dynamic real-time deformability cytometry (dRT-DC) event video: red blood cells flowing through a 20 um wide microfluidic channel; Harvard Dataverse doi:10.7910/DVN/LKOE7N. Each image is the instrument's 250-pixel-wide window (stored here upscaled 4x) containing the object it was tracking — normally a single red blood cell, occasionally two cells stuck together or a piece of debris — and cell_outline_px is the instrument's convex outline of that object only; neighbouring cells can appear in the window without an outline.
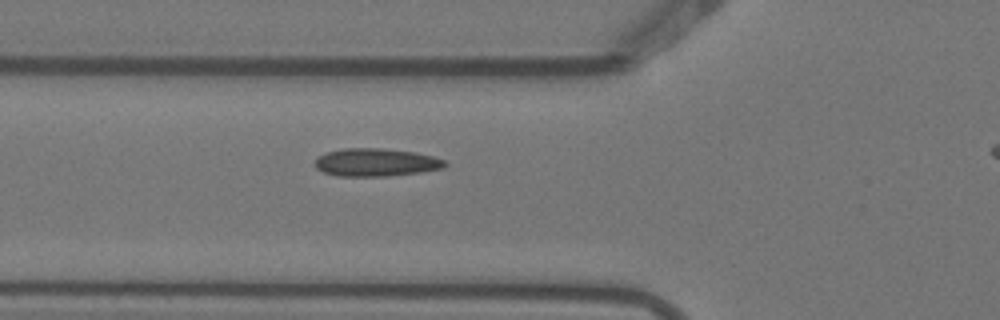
{"species": "Egyptian fruit bat (a non-hibernating species)", "species_latin": "Rousettus aegyptiacus", "temperature_condition": "warm", "stored_images_in_passage": 3, "segment_of_instrument_passage": [1, 2], "camera_frame_rate_fps": 3000, "um_per_image_px": 0.085, "animal": {"sex": "female"}, "frame": {"image": 1, "passage_image": 2, "time_ms": 0.333, "image_size_px": [1000, 320], "cell_outline_px": [[448, 164], [444, 168], [420, 172], [388, 176], [340, 176], [324, 172], [316, 168], [316, 160], [324, 152], [344, 148], [384, 148], [416, 152], [432, 156], [444, 160]], "centroid_in_image_um": [31.98, 13.79], "position_along_channel_um": 93.8, "area_um2": 21.15}}